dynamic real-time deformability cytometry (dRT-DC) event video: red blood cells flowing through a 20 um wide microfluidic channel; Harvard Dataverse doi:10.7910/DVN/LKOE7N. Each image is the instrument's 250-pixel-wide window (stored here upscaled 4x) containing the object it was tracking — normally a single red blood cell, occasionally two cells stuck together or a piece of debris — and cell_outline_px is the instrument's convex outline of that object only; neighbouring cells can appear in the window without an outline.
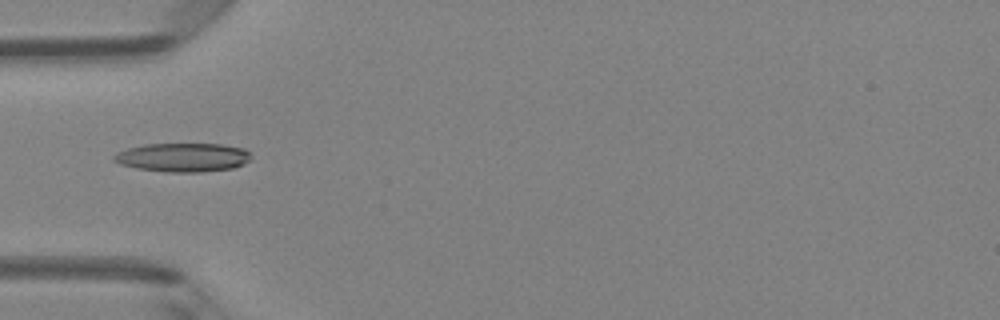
{"species": "Egyptian fruit bat (a non-hibernating species)", "species_latin": "Rousettus aegyptiacus", "temperature_condition": "room temperature", "stored_images_in_passage": 49, "camera_frame_rate_fps": 3000, "um_per_image_px": 0.085, "animal": {"sex": "female"}, "frame": {"image": 1, "passage_image": 16, "time_ms": 5.0, "image_size_px": [1000, 320], "cell_outline_px": [[252, 156], [244, 164], [232, 168], [200, 172], [164, 172], [136, 168], [120, 164], [112, 160], [112, 156], [116, 152], [128, 148], [144, 144], [220, 144], [244, 148]], "centroid_in_image_um": [15.51, 13.38], "position_along_channel_um": 69.5, "area_um2": 23.12}}
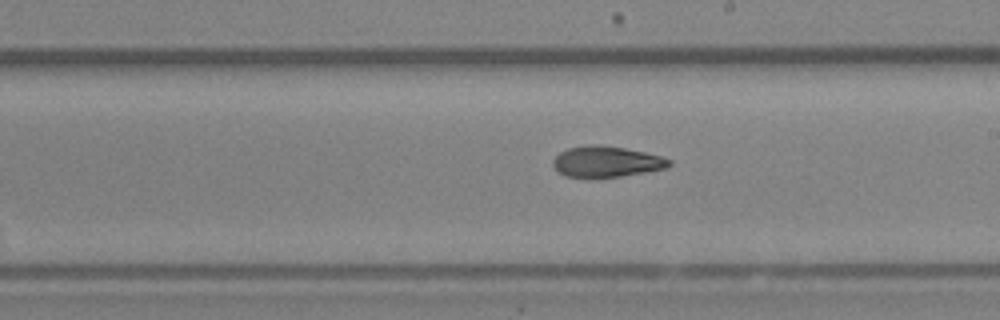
{"frame": {"image": 2, "passage_image": 28, "time_ms": 9.0, "image_size_px": [1000, 320], "cell_outline_px": [[672, 164], [668, 168], [620, 176], [592, 180], [564, 176], [556, 172], [552, 164], [552, 160], [560, 152], [568, 148], [624, 148], [644, 152], [660, 156], [672, 160]], "centroid_in_image_um": [51.53, 13.83], "position_along_channel_um": 237.5, "area_um2": 20.63}}
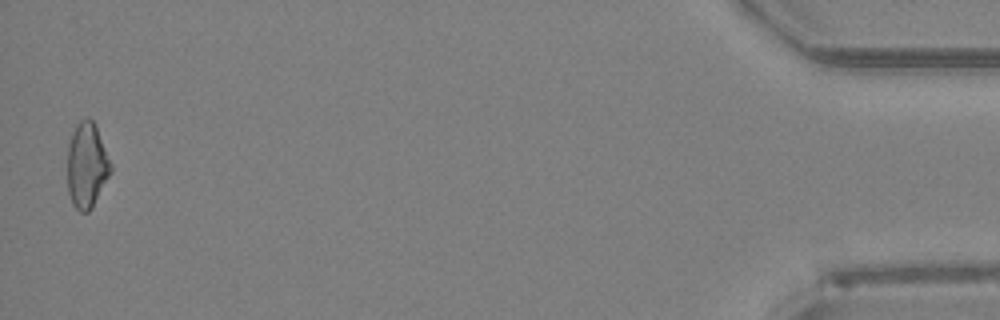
{"frame": {"image": 3, "passage_image": 48, "time_ms": 15.667, "image_size_px": [1000, 320], "cell_outline_px": [[112, 172], [92, 208], [88, 212], [80, 212], [72, 204], [68, 192], [68, 144], [72, 132], [76, 124], [80, 120], [88, 116], [96, 124], [112, 164]], "centroid_in_image_um": [7.39, 14.03], "position_along_channel_um": 427.8, "area_um2": 21.91}, "authors_computed_cell_mechanics": {"area_um2": 21.4438, "velocity_mm_per_s": 4.2228, "shape_relaxation_time_tau1_ms": null, "shape_relaxation_time_tau2_ms": 4.4464, "deformation_change_tau1": null, "deformation_change_tau2": 0.1363}}